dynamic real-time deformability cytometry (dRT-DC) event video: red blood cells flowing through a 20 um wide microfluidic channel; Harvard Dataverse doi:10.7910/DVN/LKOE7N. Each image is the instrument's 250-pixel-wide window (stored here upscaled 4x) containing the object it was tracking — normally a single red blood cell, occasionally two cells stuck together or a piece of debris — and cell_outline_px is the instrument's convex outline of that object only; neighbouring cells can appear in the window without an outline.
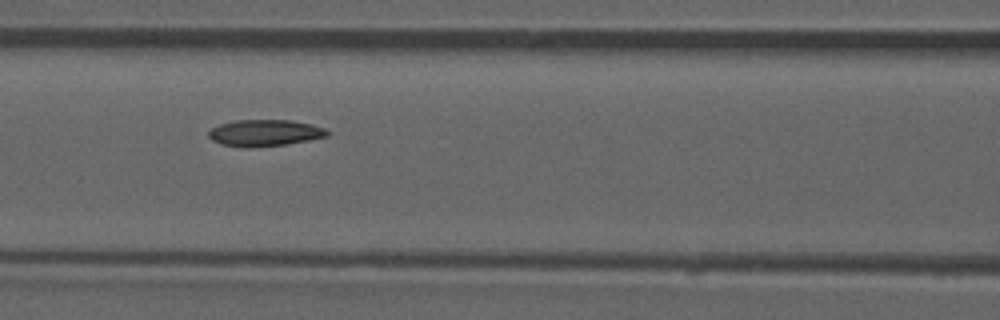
{"species": "common noctule bat (a hibernating species)", "species_latin": "Nyctalus noctula", "temperature_condition": "room temperature", "stored_images_in_passage": 53, "camera_frame_rate_fps": 3000, "um_per_image_px": 0.085, "animal": {"sex": "male", "forearm_length_mm": 52.5}, "frame": {"image": 1, "passage_image": 23, "time_ms": 7.333, "image_size_px": [1000, 320], "cell_outline_px": [[332, 132], [328, 136], [308, 140], [284, 144], [248, 148], [220, 144], [212, 140], [208, 136], [208, 132], [212, 128], [220, 124], [236, 120], [292, 120], [312, 124], [324, 128]], "centroid_in_image_um": [22.52, 11.29], "position_along_channel_um": 144.1, "area_um2": 18.38}, "authors_computed_cell_mechanics": {"area_um2": 18.2648, "velocity_mm_per_s": 3.8948, "shape_relaxation_time_tau1_ms": null, "shape_relaxation_time_tau2_ms": 3.983, "deformation_change_tau1": null, "deformation_change_tau2": 0.1009}}